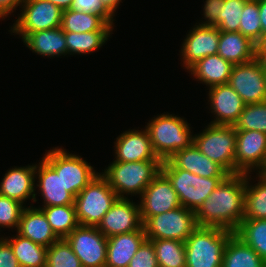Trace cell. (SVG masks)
I'll use <instances>...</instances> for the list:
<instances>
[{"label":"cell","instance_id":"obj_1","mask_svg":"<svg viewBox=\"0 0 266 267\" xmlns=\"http://www.w3.org/2000/svg\"><path fill=\"white\" fill-rule=\"evenodd\" d=\"M246 174L228 175L195 212L198 226L235 232L244 215Z\"/></svg>","mask_w":266,"mask_h":267},{"label":"cell","instance_id":"obj_2","mask_svg":"<svg viewBox=\"0 0 266 267\" xmlns=\"http://www.w3.org/2000/svg\"><path fill=\"white\" fill-rule=\"evenodd\" d=\"M162 161L116 162L113 161L100 173L118 198L137 195L161 172ZM127 195L124 196V195Z\"/></svg>","mask_w":266,"mask_h":267},{"label":"cell","instance_id":"obj_3","mask_svg":"<svg viewBox=\"0 0 266 267\" xmlns=\"http://www.w3.org/2000/svg\"><path fill=\"white\" fill-rule=\"evenodd\" d=\"M233 231L198 226L185 241L186 267H222L223 253Z\"/></svg>","mask_w":266,"mask_h":267},{"label":"cell","instance_id":"obj_4","mask_svg":"<svg viewBox=\"0 0 266 267\" xmlns=\"http://www.w3.org/2000/svg\"><path fill=\"white\" fill-rule=\"evenodd\" d=\"M184 119L174 114L162 113L147 123L145 128L149 133L153 150L161 161L193 144L194 135Z\"/></svg>","mask_w":266,"mask_h":267},{"label":"cell","instance_id":"obj_5","mask_svg":"<svg viewBox=\"0 0 266 267\" xmlns=\"http://www.w3.org/2000/svg\"><path fill=\"white\" fill-rule=\"evenodd\" d=\"M193 144L229 175L235 174L236 129L234 126L209 123L201 133L193 136Z\"/></svg>","mask_w":266,"mask_h":267},{"label":"cell","instance_id":"obj_6","mask_svg":"<svg viewBox=\"0 0 266 267\" xmlns=\"http://www.w3.org/2000/svg\"><path fill=\"white\" fill-rule=\"evenodd\" d=\"M116 192L99 173L74 200L79 225L98 226L117 201Z\"/></svg>","mask_w":266,"mask_h":267},{"label":"cell","instance_id":"obj_7","mask_svg":"<svg viewBox=\"0 0 266 267\" xmlns=\"http://www.w3.org/2000/svg\"><path fill=\"white\" fill-rule=\"evenodd\" d=\"M42 158L61 176L65 190L74 198L99 174L81 156L62 147L48 150Z\"/></svg>","mask_w":266,"mask_h":267},{"label":"cell","instance_id":"obj_8","mask_svg":"<svg viewBox=\"0 0 266 267\" xmlns=\"http://www.w3.org/2000/svg\"><path fill=\"white\" fill-rule=\"evenodd\" d=\"M143 227L146 240L171 239L185 242L198 224L195 212L180 206L149 217Z\"/></svg>","mask_w":266,"mask_h":267},{"label":"cell","instance_id":"obj_9","mask_svg":"<svg viewBox=\"0 0 266 267\" xmlns=\"http://www.w3.org/2000/svg\"><path fill=\"white\" fill-rule=\"evenodd\" d=\"M171 182L181 206L196 212L225 178H205L180 168H161Z\"/></svg>","mask_w":266,"mask_h":267},{"label":"cell","instance_id":"obj_10","mask_svg":"<svg viewBox=\"0 0 266 267\" xmlns=\"http://www.w3.org/2000/svg\"><path fill=\"white\" fill-rule=\"evenodd\" d=\"M21 13L11 31L22 37L61 26L62 10L48 0H23Z\"/></svg>","mask_w":266,"mask_h":267},{"label":"cell","instance_id":"obj_11","mask_svg":"<svg viewBox=\"0 0 266 267\" xmlns=\"http://www.w3.org/2000/svg\"><path fill=\"white\" fill-rule=\"evenodd\" d=\"M65 239L82 267H105L107 237L96 226L78 225Z\"/></svg>","mask_w":266,"mask_h":267},{"label":"cell","instance_id":"obj_12","mask_svg":"<svg viewBox=\"0 0 266 267\" xmlns=\"http://www.w3.org/2000/svg\"><path fill=\"white\" fill-rule=\"evenodd\" d=\"M258 173L266 169V133L236 130L235 174Z\"/></svg>","mask_w":266,"mask_h":267},{"label":"cell","instance_id":"obj_13","mask_svg":"<svg viewBox=\"0 0 266 267\" xmlns=\"http://www.w3.org/2000/svg\"><path fill=\"white\" fill-rule=\"evenodd\" d=\"M228 84L246 105L266 101V83L261 60L234 65Z\"/></svg>","mask_w":266,"mask_h":267},{"label":"cell","instance_id":"obj_14","mask_svg":"<svg viewBox=\"0 0 266 267\" xmlns=\"http://www.w3.org/2000/svg\"><path fill=\"white\" fill-rule=\"evenodd\" d=\"M139 206L144 223L149 217L173 210L181 204L171 182L160 172L141 194Z\"/></svg>","mask_w":266,"mask_h":267},{"label":"cell","instance_id":"obj_15","mask_svg":"<svg viewBox=\"0 0 266 267\" xmlns=\"http://www.w3.org/2000/svg\"><path fill=\"white\" fill-rule=\"evenodd\" d=\"M107 238L143 228L139 204L128 198H118L97 226Z\"/></svg>","mask_w":266,"mask_h":267},{"label":"cell","instance_id":"obj_16","mask_svg":"<svg viewBox=\"0 0 266 267\" xmlns=\"http://www.w3.org/2000/svg\"><path fill=\"white\" fill-rule=\"evenodd\" d=\"M220 30L215 26L196 25L184 39L181 48L183 66L188 70L197 61L218 52Z\"/></svg>","mask_w":266,"mask_h":267},{"label":"cell","instance_id":"obj_17","mask_svg":"<svg viewBox=\"0 0 266 267\" xmlns=\"http://www.w3.org/2000/svg\"><path fill=\"white\" fill-rule=\"evenodd\" d=\"M161 168H180L205 178H226L229 175L220 165L202 154L194 144L162 161Z\"/></svg>","mask_w":266,"mask_h":267},{"label":"cell","instance_id":"obj_18","mask_svg":"<svg viewBox=\"0 0 266 267\" xmlns=\"http://www.w3.org/2000/svg\"><path fill=\"white\" fill-rule=\"evenodd\" d=\"M210 109L215 118L211 124L234 126L245 108V102L229 85H217L209 88Z\"/></svg>","mask_w":266,"mask_h":267},{"label":"cell","instance_id":"obj_19","mask_svg":"<svg viewBox=\"0 0 266 267\" xmlns=\"http://www.w3.org/2000/svg\"><path fill=\"white\" fill-rule=\"evenodd\" d=\"M114 151L116 162L161 161L153 150L146 128L143 131L129 129L120 134Z\"/></svg>","mask_w":266,"mask_h":267},{"label":"cell","instance_id":"obj_20","mask_svg":"<svg viewBox=\"0 0 266 267\" xmlns=\"http://www.w3.org/2000/svg\"><path fill=\"white\" fill-rule=\"evenodd\" d=\"M35 167L36 164H32L26 167H14L7 171L0 182V194L22 204L31 197V201L36 202Z\"/></svg>","mask_w":266,"mask_h":267},{"label":"cell","instance_id":"obj_21","mask_svg":"<svg viewBox=\"0 0 266 267\" xmlns=\"http://www.w3.org/2000/svg\"><path fill=\"white\" fill-rule=\"evenodd\" d=\"M35 175L42 198L43 207L74 204L75 198L65 190L61 176L42 158L35 167Z\"/></svg>","mask_w":266,"mask_h":267},{"label":"cell","instance_id":"obj_22","mask_svg":"<svg viewBox=\"0 0 266 267\" xmlns=\"http://www.w3.org/2000/svg\"><path fill=\"white\" fill-rule=\"evenodd\" d=\"M145 240L144 227L107 238L105 267H128L130 260Z\"/></svg>","mask_w":266,"mask_h":267},{"label":"cell","instance_id":"obj_23","mask_svg":"<svg viewBox=\"0 0 266 267\" xmlns=\"http://www.w3.org/2000/svg\"><path fill=\"white\" fill-rule=\"evenodd\" d=\"M16 232L45 247L59 239L52 231L44 212L33 206L23 209Z\"/></svg>","mask_w":266,"mask_h":267},{"label":"cell","instance_id":"obj_24","mask_svg":"<svg viewBox=\"0 0 266 267\" xmlns=\"http://www.w3.org/2000/svg\"><path fill=\"white\" fill-rule=\"evenodd\" d=\"M217 54L233 65L256 59V43L240 32L220 31Z\"/></svg>","mask_w":266,"mask_h":267},{"label":"cell","instance_id":"obj_25","mask_svg":"<svg viewBox=\"0 0 266 267\" xmlns=\"http://www.w3.org/2000/svg\"><path fill=\"white\" fill-rule=\"evenodd\" d=\"M233 64L218 54L209 55L192 65L188 71L197 81L211 88L217 85L228 84Z\"/></svg>","mask_w":266,"mask_h":267},{"label":"cell","instance_id":"obj_26","mask_svg":"<svg viewBox=\"0 0 266 267\" xmlns=\"http://www.w3.org/2000/svg\"><path fill=\"white\" fill-rule=\"evenodd\" d=\"M23 42L28 49L42 56L67 55L65 32L61 27L30 33Z\"/></svg>","mask_w":266,"mask_h":267},{"label":"cell","instance_id":"obj_27","mask_svg":"<svg viewBox=\"0 0 266 267\" xmlns=\"http://www.w3.org/2000/svg\"><path fill=\"white\" fill-rule=\"evenodd\" d=\"M222 267H266V262L233 234L226 243Z\"/></svg>","mask_w":266,"mask_h":267},{"label":"cell","instance_id":"obj_28","mask_svg":"<svg viewBox=\"0 0 266 267\" xmlns=\"http://www.w3.org/2000/svg\"><path fill=\"white\" fill-rule=\"evenodd\" d=\"M64 32L112 31L113 24L108 23L102 16L78 12L72 9L63 10L61 26Z\"/></svg>","mask_w":266,"mask_h":267},{"label":"cell","instance_id":"obj_29","mask_svg":"<svg viewBox=\"0 0 266 267\" xmlns=\"http://www.w3.org/2000/svg\"><path fill=\"white\" fill-rule=\"evenodd\" d=\"M8 238L4 239L10 244L20 267H46L47 247L22 237L18 233L11 239Z\"/></svg>","mask_w":266,"mask_h":267},{"label":"cell","instance_id":"obj_30","mask_svg":"<svg viewBox=\"0 0 266 267\" xmlns=\"http://www.w3.org/2000/svg\"><path fill=\"white\" fill-rule=\"evenodd\" d=\"M257 174L259 180L255 185L249 184L251 175L246 174L243 219H266V173Z\"/></svg>","mask_w":266,"mask_h":267},{"label":"cell","instance_id":"obj_31","mask_svg":"<svg viewBox=\"0 0 266 267\" xmlns=\"http://www.w3.org/2000/svg\"><path fill=\"white\" fill-rule=\"evenodd\" d=\"M55 235L66 238L78 225L75 204L40 207Z\"/></svg>","mask_w":266,"mask_h":267},{"label":"cell","instance_id":"obj_32","mask_svg":"<svg viewBox=\"0 0 266 267\" xmlns=\"http://www.w3.org/2000/svg\"><path fill=\"white\" fill-rule=\"evenodd\" d=\"M234 234L266 262V219H243Z\"/></svg>","mask_w":266,"mask_h":267},{"label":"cell","instance_id":"obj_33","mask_svg":"<svg viewBox=\"0 0 266 267\" xmlns=\"http://www.w3.org/2000/svg\"><path fill=\"white\" fill-rule=\"evenodd\" d=\"M112 31L65 32L67 54H87L101 48Z\"/></svg>","mask_w":266,"mask_h":267},{"label":"cell","instance_id":"obj_34","mask_svg":"<svg viewBox=\"0 0 266 267\" xmlns=\"http://www.w3.org/2000/svg\"><path fill=\"white\" fill-rule=\"evenodd\" d=\"M149 241L154 245L159 267H186L185 242L171 239Z\"/></svg>","mask_w":266,"mask_h":267},{"label":"cell","instance_id":"obj_35","mask_svg":"<svg viewBox=\"0 0 266 267\" xmlns=\"http://www.w3.org/2000/svg\"><path fill=\"white\" fill-rule=\"evenodd\" d=\"M46 267H82L65 238L58 239L47 247Z\"/></svg>","mask_w":266,"mask_h":267},{"label":"cell","instance_id":"obj_36","mask_svg":"<svg viewBox=\"0 0 266 267\" xmlns=\"http://www.w3.org/2000/svg\"><path fill=\"white\" fill-rule=\"evenodd\" d=\"M236 130H255L266 133V101L245 105L234 124Z\"/></svg>","mask_w":266,"mask_h":267},{"label":"cell","instance_id":"obj_37","mask_svg":"<svg viewBox=\"0 0 266 267\" xmlns=\"http://www.w3.org/2000/svg\"><path fill=\"white\" fill-rule=\"evenodd\" d=\"M259 15V0H248L240 18L239 32L254 43H257L262 37Z\"/></svg>","mask_w":266,"mask_h":267},{"label":"cell","instance_id":"obj_38","mask_svg":"<svg viewBox=\"0 0 266 267\" xmlns=\"http://www.w3.org/2000/svg\"><path fill=\"white\" fill-rule=\"evenodd\" d=\"M248 0H224L218 14L217 28L225 32H239L240 18Z\"/></svg>","mask_w":266,"mask_h":267},{"label":"cell","instance_id":"obj_39","mask_svg":"<svg viewBox=\"0 0 266 267\" xmlns=\"http://www.w3.org/2000/svg\"><path fill=\"white\" fill-rule=\"evenodd\" d=\"M24 207L21 202L0 194V229L5 227L17 230Z\"/></svg>","mask_w":266,"mask_h":267},{"label":"cell","instance_id":"obj_40","mask_svg":"<svg viewBox=\"0 0 266 267\" xmlns=\"http://www.w3.org/2000/svg\"><path fill=\"white\" fill-rule=\"evenodd\" d=\"M128 267H159L154 245L145 240L130 260Z\"/></svg>","mask_w":266,"mask_h":267},{"label":"cell","instance_id":"obj_41","mask_svg":"<svg viewBox=\"0 0 266 267\" xmlns=\"http://www.w3.org/2000/svg\"><path fill=\"white\" fill-rule=\"evenodd\" d=\"M70 9L100 15L110 24H113L114 21V15L103 5L101 0H72Z\"/></svg>","mask_w":266,"mask_h":267},{"label":"cell","instance_id":"obj_42","mask_svg":"<svg viewBox=\"0 0 266 267\" xmlns=\"http://www.w3.org/2000/svg\"><path fill=\"white\" fill-rule=\"evenodd\" d=\"M224 0H206L203 5L204 22L198 23L203 26H215L217 27L218 14L221 10V6Z\"/></svg>","mask_w":266,"mask_h":267},{"label":"cell","instance_id":"obj_43","mask_svg":"<svg viewBox=\"0 0 266 267\" xmlns=\"http://www.w3.org/2000/svg\"><path fill=\"white\" fill-rule=\"evenodd\" d=\"M0 267H20L10 244L0 238Z\"/></svg>","mask_w":266,"mask_h":267},{"label":"cell","instance_id":"obj_44","mask_svg":"<svg viewBox=\"0 0 266 267\" xmlns=\"http://www.w3.org/2000/svg\"><path fill=\"white\" fill-rule=\"evenodd\" d=\"M23 0H0V19L7 17L11 12L21 6Z\"/></svg>","mask_w":266,"mask_h":267},{"label":"cell","instance_id":"obj_45","mask_svg":"<svg viewBox=\"0 0 266 267\" xmlns=\"http://www.w3.org/2000/svg\"><path fill=\"white\" fill-rule=\"evenodd\" d=\"M266 57V34L256 43V59L263 60Z\"/></svg>","mask_w":266,"mask_h":267},{"label":"cell","instance_id":"obj_46","mask_svg":"<svg viewBox=\"0 0 266 267\" xmlns=\"http://www.w3.org/2000/svg\"><path fill=\"white\" fill-rule=\"evenodd\" d=\"M259 12L262 34H266V0H259Z\"/></svg>","mask_w":266,"mask_h":267},{"label":"cell","instance_id":"obj_47","mask_svg":"<svg viewBox=\"0 0 266 267\" xmlns=\"http://www.w3.org/2000/svg\"><path fill=\"white\" fill-rule=\"evenodd\" d=\"M103 5L115 16L116 9L122 0H101Z\"/></svg>","mask_w":266,"mask_h":267},{"label":"cell","instance_id":"obj_48","mask_svg":"<svg viewBox=\"0 0 266 267\" xmlns=\"http://www.w3.org/2000/svg\"><path fill=\"white\" fill-rule=\"evenodd\" d=\"M48 1L59 7L62 11L70 9L72 3V0H48Z\"/></svg>","mask_w":266,"mask_h":267},{"label":"cell","instance_id":"obj_49","mask_svg":"<svg viewBox=\"0 0 266 267\" xmlns=\"http://www.w3.org/2000/svg\"><path fill=\"white\" fill-rule=\"evenodd\" d=\"M263 70H264V77H265V83H266V65H262Z\"/></svg>","mask_w":266,"mask_h":267},{"label":"cell","instance_id":"obj_50","mask_svg":"<svg viewBox=\"0 0 266 267\" xmlns=\"http://www.w3.org/2000/svg\"><path fill=\"white\" fill-rule=\"evenodd\" d=\"M261 63L262 65H266V57L263 60H261Z\"/></svg>","mask_w":266,"mask_h":267}]
</instances>
